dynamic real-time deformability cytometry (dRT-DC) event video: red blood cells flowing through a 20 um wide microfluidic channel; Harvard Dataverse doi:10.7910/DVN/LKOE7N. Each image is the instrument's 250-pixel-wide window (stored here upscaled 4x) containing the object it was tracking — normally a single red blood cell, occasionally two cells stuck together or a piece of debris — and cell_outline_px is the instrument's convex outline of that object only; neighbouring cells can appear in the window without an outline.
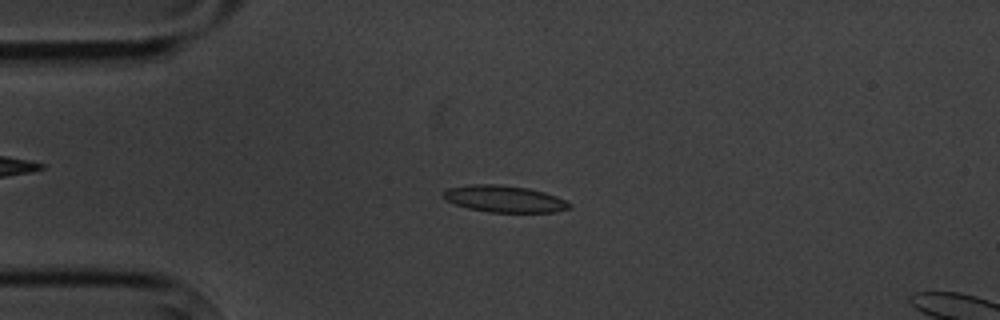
{"species": "common noctule bat (a hibernating species)", "species_latin": "Nyctalus noctula", "temperature_condition": "cold", "stored_images_in_passage": 8, "camera_frame_rate_fps": 3000, "um_per_image_px": 0.085, "animal": {"sex": "male", "body_mass_g": 20.1, "forearm_length_mm": 53.5}, "frame": {"image": 1, "passage_image": 3, "time_ms": 3.0, "image_size_px": [1000, 320], "cell_outline_px": [[572, 208], [556, 212], [488, 212], [468, 208], [444, 200], [440, 196], [440, 192], [448, 188], [468, 184], [500, 184], [528, 188], [544, 192], [556, 196], [572, 204]], "centroid_in_image_um": [42.82, 16.9], "position_along_channel_um": 42.2, "area_um2": 19.94}}
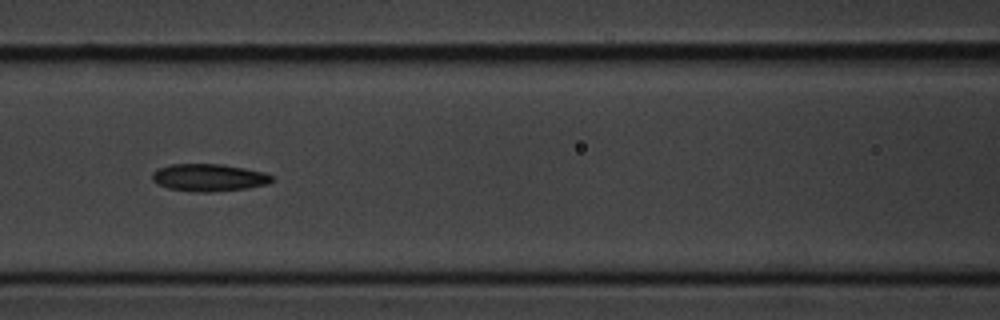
{"frame": {"image": 2, "passage_image": 6, "time_ms": 6.667, "image_size_px": [1000, 320], "cell_outline_px": [[272, 180], [268, 184], [248, 188], [208, 192], [196, 192], [168, 188], [152, 180], [152, 172], [156, 168], [172, 164], [224, 164], [264, 172], [272, 176]], "centroid_in_image_um": [17.74, 15.08], "position_along_channel_um": 148.9, "area_um2": 19.07}}
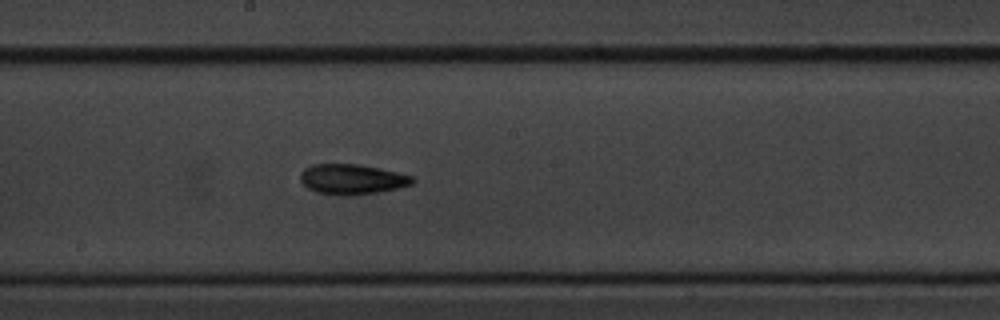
{"frame": {"image": 3, "passage_image": 8, "time_ms": 8.667, "image_size_px": [1000, 320], "cell_outline_px": [[416, 180], [412, 184], [400, 188], [380, 192], [348, 196], [344, 196], [316, 192], [308, 188], [300, 180], [300, 172], [304, 168], [312, 164], [356, 164], [396, 172], [412, 176]], "centroid_in_image_um": [29.91, 15.25], "position_along_channel_um": 218.3, "area_um2": 19.77}}